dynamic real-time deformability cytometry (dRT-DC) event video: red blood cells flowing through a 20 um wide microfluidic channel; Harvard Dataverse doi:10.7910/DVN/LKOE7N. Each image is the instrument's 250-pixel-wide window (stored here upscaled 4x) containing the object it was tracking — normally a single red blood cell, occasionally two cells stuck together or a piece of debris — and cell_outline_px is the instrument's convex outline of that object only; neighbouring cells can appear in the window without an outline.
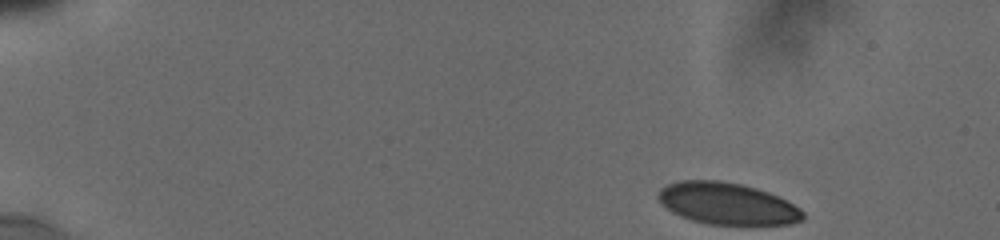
{"species": "human", "species_latin": "Homo sapiens", "temperature_condition": "cold", "stored_images_in_passage": 13, "camera_frame_rate_fps": 3000, "um_per_image_px": 0.085, "donor": {"sex": "male"}, "frame": {"image": 1, "passage_image": 1, "time_ms": 0.0, "image_size_px": [1000, 240], "cell_outline_px": [[804, 220], [792, 224], [708, 224], [692, 220], [680, 216], [672, 212], [656, 196], [660, 188], [668, 184], [680, 180], [720, 180], [740, 184], [756, 188], [768, 192], [800, 208], [804, 212]], "centroid_in_image_um": [61.81, 17.3], "position_along_channel_um": 23.2, "area_um2": 35.03}}
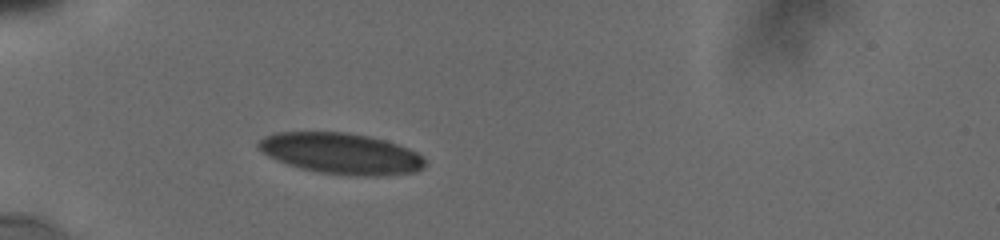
{"frame": {"image": 2, "passage_image": 11, "time_ms": 3.667, "image_size_px": [1000, 240], "cell_outline_px": [[424, 168], [416, 172], [380, 176], [356, 176], [320, 172], [300, 168], [276, 160], [268, 156], [256, 144], [264, 136], [276, 132], [344, 132], [368, 136], [384, 140], [408, 148], [416, 152], [424, 160]], "centroid_in_image_um": [28.99, 13.05], "position_along_channel_um": 56.0, "area_um2": 39.59}}